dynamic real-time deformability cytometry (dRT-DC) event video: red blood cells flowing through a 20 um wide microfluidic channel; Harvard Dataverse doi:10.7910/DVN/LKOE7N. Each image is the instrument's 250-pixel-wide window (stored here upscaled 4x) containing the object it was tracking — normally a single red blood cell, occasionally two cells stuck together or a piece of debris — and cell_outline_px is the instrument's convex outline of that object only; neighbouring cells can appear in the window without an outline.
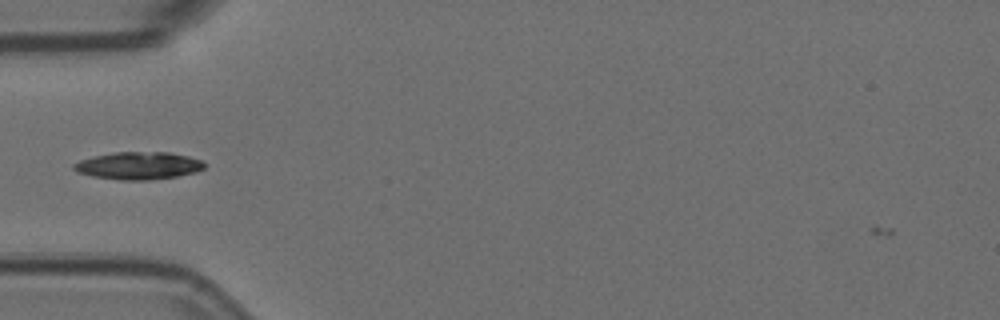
{"species": "Egyptian fruit bat (a non-hibernating species)", "species_latin": "Rousettus aegyptiacus", "temperature_condition": "room temperature", "stored_images_in_passage": 40, "camera_frame_rate_fps": 3000, "um_per_image_px": 0.085, "animal": {"sex": "female"}, "frame": {"image": 1, "passage_image": 2, "time_ms": 0.333, "image_size_px": [1000, 320], "cell_outline_px": [[204, 168], [196, 172], [176, 176], [148, 180], [120, 180], [92, 176], [76, 172], [72, 168], [72, 164], [80, 160], [92, 156], [116, 152], [168, 152], [188, 156], [200, 160], [204, 164]], "centroid_in_image_um": [11.72, 14.08], "position_along_channel_um": 73.3, "area_um2": 20.92}}
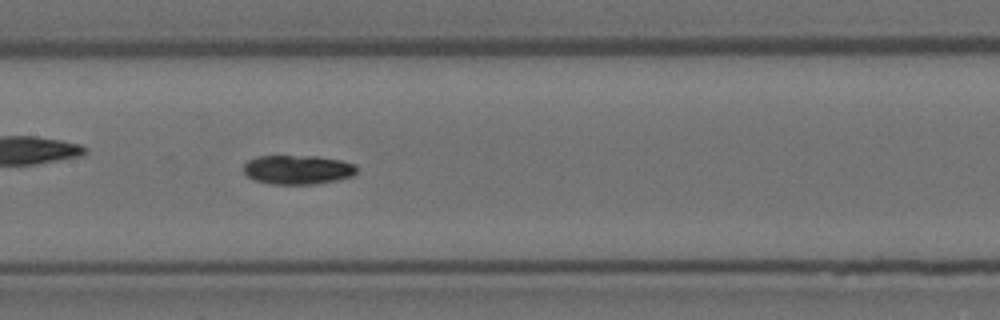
{"frame": {"image": 2, "passage_image": 11, "time_ms": 3.333, "image_size_px": [1000, 320], "cell_outline_px": [[356, 172], [352, 176], [340, 180], [316, 184], [272, 184], [252, 180], [244, 172], [244, 164], [248, 160], [256, 156], [316, 156], [340, 160], [356, 164]], "centroid_in_image_um": [25.3, 14.43], "position_along_channel_um": 182.1, "area_um2": 19.42}}
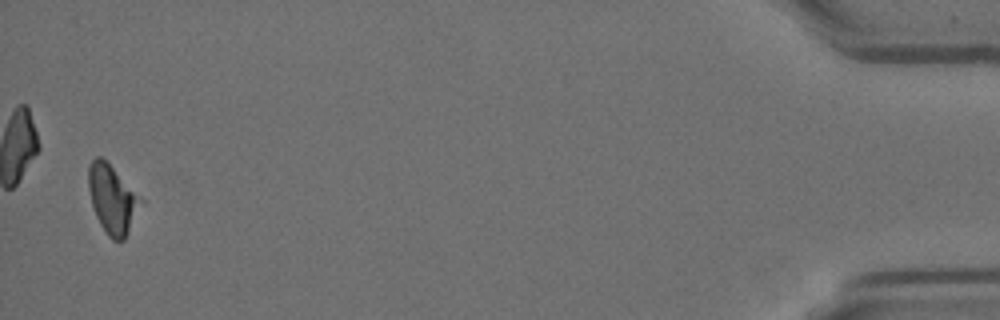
{"frame": {"image": 3, "passage_image": 39, "time_ms": 12.667, "image_size_px": [1000, 320], "cell_outline_px": [[144, 200], [124, 240], [112, 240], [108, 236], [100, 224], [96, 216], [92, 204], [88, 188], [88, 164], [96, 156], [100, 156]], "centroid_in_image_um": [9.54, 16.94], "position_along_channel_um": 425.7, "area_um2": 20.52}, "authors_computed_cell_mechanics": {"area_um2": 19.7387, "velocity_mm_per_s": 3.5792, "shape_relaxation_time_tau1_ms": 4.1149, "shape_relaxation_time_tau2_ms": null, "deformation_change_tau1": 0.0942, "deformation_change_tau2": null}}